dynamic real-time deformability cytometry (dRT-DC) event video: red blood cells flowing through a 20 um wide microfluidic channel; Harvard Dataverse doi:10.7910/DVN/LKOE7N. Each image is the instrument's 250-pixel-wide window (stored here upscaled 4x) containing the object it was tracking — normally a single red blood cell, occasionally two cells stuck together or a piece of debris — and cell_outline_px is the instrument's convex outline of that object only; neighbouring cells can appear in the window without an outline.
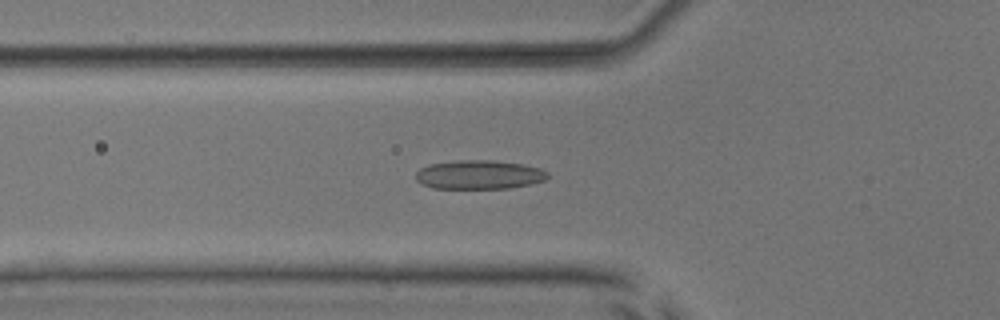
{"species": "common noctule bat (a hibernating species)", "species_latin": "Nyctalus noctula", "temperature_condition": "room temperature", "stored_images_in_passage": 52, "camera_frame_rate_fps": 3000, "um_per_image_px": 0.085, "animal": {"sex": "male", "body_mass_g": 17.9, "forearm_length_mm": 54.2}, "frame": {"image": 1, "passage_image": 18, "time_ms": 5.667, "image_size_px": [1000, 320], "cell_outline_px": [[548, 176], [544, 180], [528, 184], [508, 188], [432, 188], [420, 184], [416, 180], [416, 172], [420, 168], [428, 164], [460, 160], [492, 160], [524, 164], [540, 168], [548, 172]], "centroid_in_image_um": [40.69, 14.84], "position_along_channel_um": 85.1, "area_um2": 22.25}}
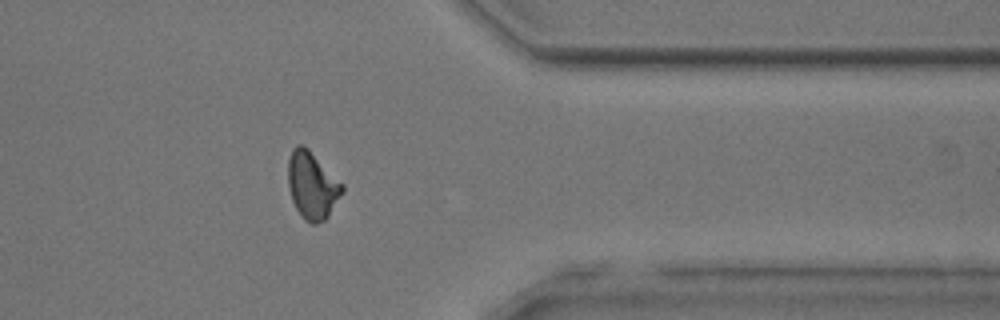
{"frame": {"image": 2, "passage_image": 42, "time_ms": 13.667, "image_size_px": [1000, 320], "cell_outline_px": [[344, 192], [328, 216], [324, 220], [316, 224], [312, 224], [304, 220], [300, 216], [292, 200], [288, 184], [288, 160], [292, 148], [296, 144], [304, 144], [344, 184]], "centroid_in_image_um": [26.54, 15.75], "position_along_channel_um": 384.9, "area_um2": 21.5}}
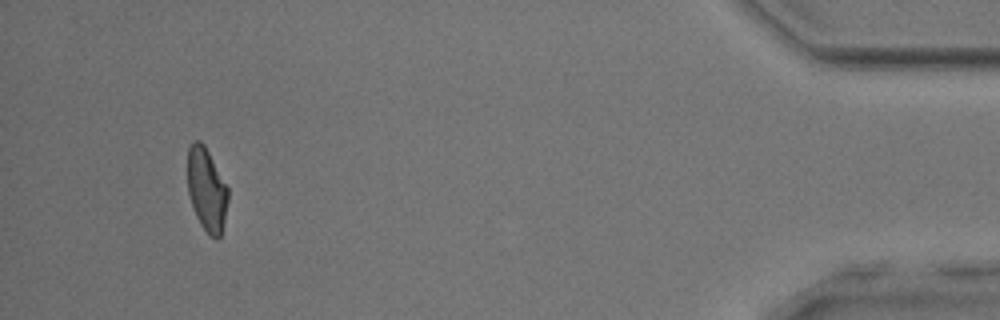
{"frame": {"image": 3, "passage_image": 49, "time_ms": 16.0, "image_size_px": [1000, 320], "cell_outline_px": [[228, 200], [224, 220], [220, 236], [216, 240], [208, 236], [200, 224], [196, 216], [188, 192], [188, 148], [192, 140], [200, 140], [204, 144], [228, 188]], "centroid_in_image_um": [17.56, 16.12], "position_along_channel_um": 417.6, "area_um2": 19.59}, "authors_computed_cell_mechanics": {"area_um2": 21.1548, "velocity_mm_per_s": 3.8883, "shape_relaxation_time_tau1_ms": 4.2456, "shape_relaxation_time_tau2_ms": 1.826, "deformation_change_tau1": 0.1356, "deformation_change_tau2": 0.0909}}